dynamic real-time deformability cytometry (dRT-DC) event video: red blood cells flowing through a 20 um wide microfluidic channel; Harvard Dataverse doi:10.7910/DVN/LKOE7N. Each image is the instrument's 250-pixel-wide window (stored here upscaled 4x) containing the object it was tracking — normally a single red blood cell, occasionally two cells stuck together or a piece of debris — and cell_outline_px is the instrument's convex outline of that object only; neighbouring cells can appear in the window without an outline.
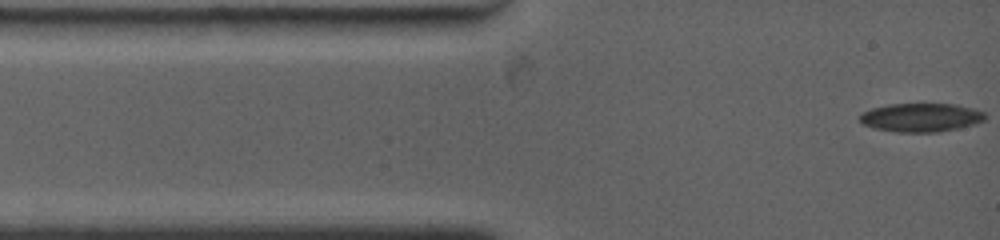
{"species": "common noctule bat (a hibernating species)", "species_latin": "Nyctalus noctula", "temperature_condition": "warm", "stored_images_in_passage": 3, "camera_frame_rate_fps": 4500, "um_per_image_px": 0.085, "animal": {"sex": "female", "body_mass_g": 19.0, "forearm_length_mm": 53.3}, "frame": {"image": 1, "passage_image": 1, "time_ms": 0.0, "image_size_px": [1000, 240], "cell_outline_px": [[984, 120], [972, 124], [956, 128], [936, 132], [896, 132], [876, 128], [864, 124], [860, 120], [860, 116], [864, 112], [872, 108], [888, 104], [956, 104], [972, 108], [984, 112]], "centroid_in_image_um": [78.27, 9.98], "position_along_channel_um": 6.7, "area_um2": 20.52}}
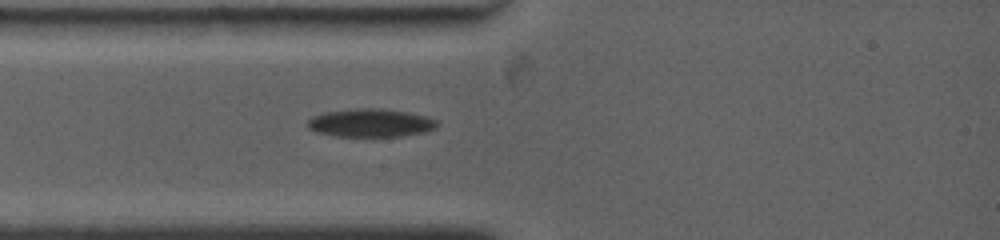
{"frame": {"image": 2, "passage_image": 3, "time_ms": 2.444, "image_size_px": [1000, 240], "cell_outline_px": [[440, 124], [436, 128], [424, 132], [400, 136], [336, 136], [316, 132], [308, 128], [308, 120], [312, 116], [324, 112], [356, 108], [380, 108], [404, 112], [424, 116], [440, 120]], "centroid_in_image_um": [31.51, 10.44], "position_along_channel_um": 53.5, "area_um2": 21.27}}